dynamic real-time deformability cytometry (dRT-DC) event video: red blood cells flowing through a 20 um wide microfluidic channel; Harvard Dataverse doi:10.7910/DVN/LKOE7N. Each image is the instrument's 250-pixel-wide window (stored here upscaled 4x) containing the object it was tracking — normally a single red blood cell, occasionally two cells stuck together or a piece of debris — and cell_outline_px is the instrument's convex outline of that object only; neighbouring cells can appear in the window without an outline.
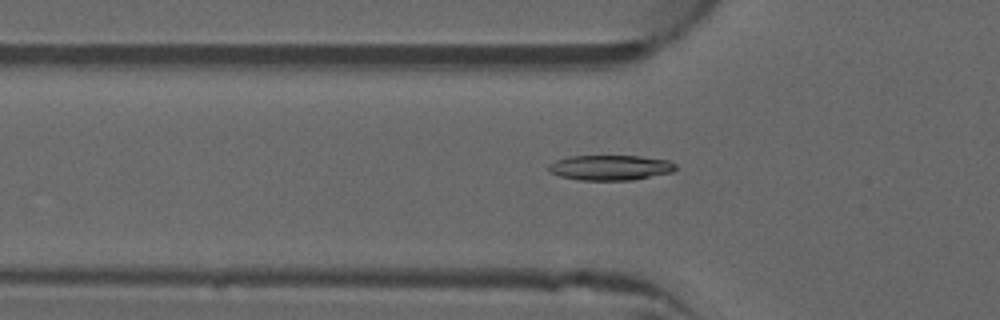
{"species": "common noctule bat (a hibernating species)", "species_latin": "Nyctalus noctula", "temperature_condition": "warm", "stored_images_in_passage": 45, "camera_frame_rate_fps": 3000, "um_per_image_px": 0.085, "animal": {"sex": "male", "forearm_length_mm": 52.5}, "frame": {"image": 1, "passage_image": 11, "time_ms": 3.333, "image_size_px": [1000, 320], "cell_outline_px": [[676, 168], [672, 172], [632, 180], [580, 180], [560, 176], [548, 172], [548, 164], [556, 160], [568, 156], [640, 156], [668, 160], [676, 164]], "centroid_in_image_um": [51.85, 14.24], "position_along_channel_um": 74.0, "area_um2": 18.67}}
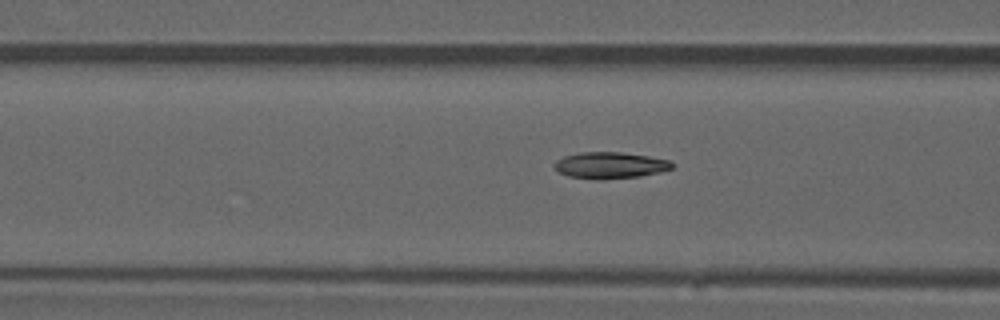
{"frame": {"image": 2, "passage_image": 14, "time_ms": 4.333, "image_size_px": [1000, 320], "cell_outline_px": [[676, 164], [672, 168], [660, 172], [640, 176], [568, 176], [560, 172], [552, 164], [556, 160], [564, 156], [580, 152], [620, 152], [648, 156], [672, 160]], "centroid_in_image_um": [51.93, 13.98], "position_along_channel_um": 114.7, "area_um2": 17.22}}
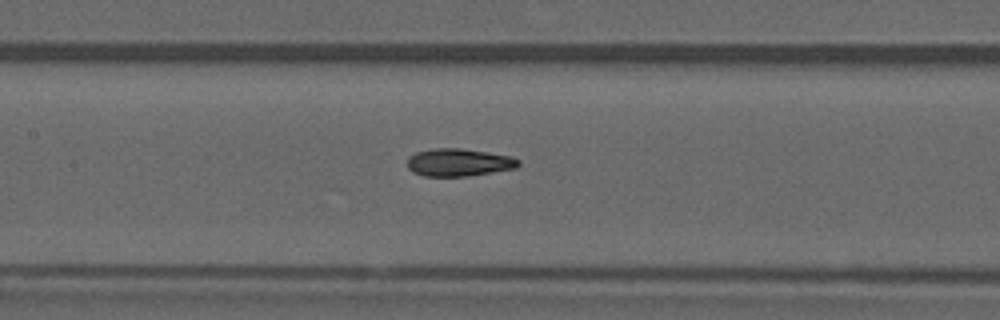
{"frame": {"image": 3, "passage_image": 18, "time_ms": 5.667, "image_size_px": [1000, 320], "cell_outline_px": [[520, 164], [516, 168], [468, 176], [424, 176], [412, 172], [408, 168], [408, 156], [416, 152], [432, 148], [460, 148], [512, 156], [520, 160]], "centroid_in_image_um": [38.99, 13.8], "position_along_channel_um": 168.4, "area_um2": 17.98}, "authors_computed_cell_mechanics": {"area_um2": 17.8024, "velocity_mm_per_s": 4.0145, "shape_relaxation_time_tau1_ms": 6.8379, "shape_relaxation_time_tau2_ms": 2.56, "deformation_change_tau1": 0.2004, "deformation_change_tau2": 0.0873}}